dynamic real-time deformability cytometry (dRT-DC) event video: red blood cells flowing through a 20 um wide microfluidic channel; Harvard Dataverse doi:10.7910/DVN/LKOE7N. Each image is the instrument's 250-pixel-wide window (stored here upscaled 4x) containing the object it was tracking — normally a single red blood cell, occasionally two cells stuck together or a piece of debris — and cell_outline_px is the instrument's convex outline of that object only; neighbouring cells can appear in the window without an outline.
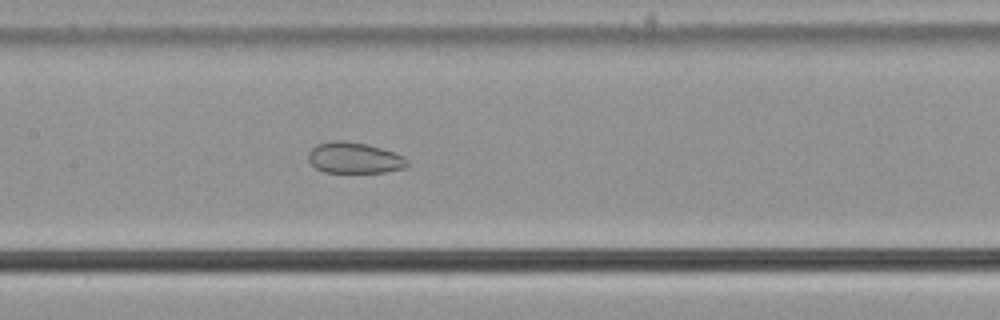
{"species": "common noctule bat (a hibernating species)", "species_latin": "Nyctalus noctula", "temperature_condition": "cold", "stored_images_in_passage": 58, "segment_of_instrument_passage": [2, 2], "camera_frame_rate_fps": 3000, "um_per_image_px": 0.085, "animal": {"sex": "male", "body_mass_g": 21.5, "forearm_length_mm": 52.0}, "frame": {"image": 1, "passage_image": 29, "time_ms": 9.333, "image_size_px": [1000, 320], "cell_outline_px": [[408, 164], [404, 168], [384, 172], [324, 172], [316, 168], [308, 160], [308, 152], [316, 144], [336, 140], [344, 140], [364, 144], [380, 148], [404, 156], [408, 160]], "centroid_in_image_um": [30.09, 13.42], "position_along_channel_um": 177.3, "area_um2": 17.74}}
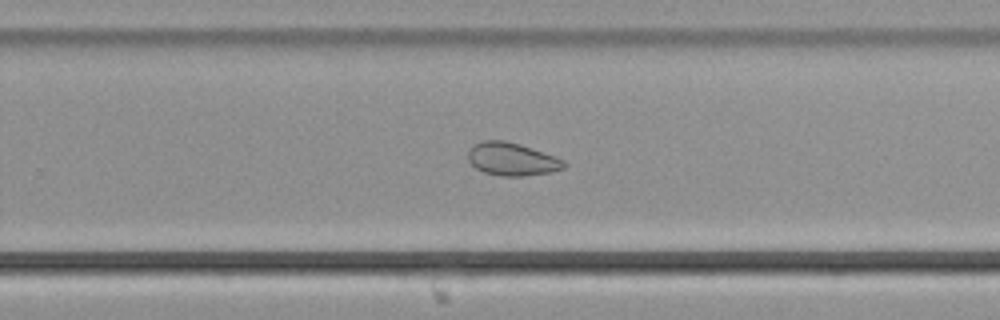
{"frame": {"image": 2, "passage_image": 38, "time_ms": 12.333, "image_size_px": [1000, 320], "cell_outline_px": [[568, 164], [564, 168], [548, 172], [524, 176], [500, 176], [484, 172], [476, 168], [468, 160], [468, 152], [476, 144], [484, 140], [504, 140], [520, 144], [564, 160]], "centroid_in_image_um": [43.51, 13.53], "position_along_channel_um": 286.3, "area_um2": 18.15}}
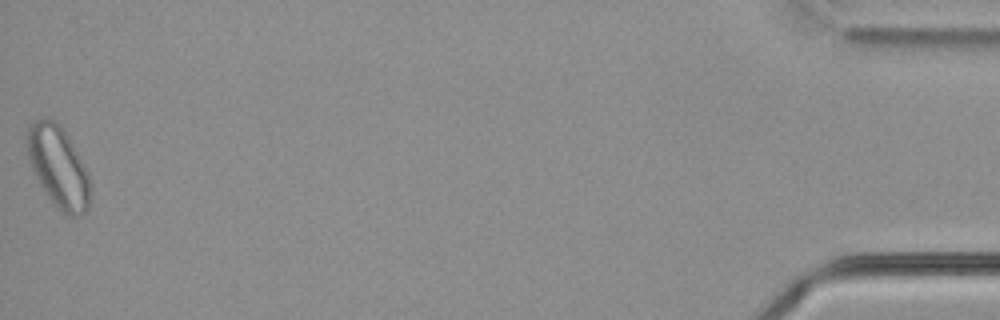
{"frame": {"image": 3, "passage_image": 58, "time_ms": 19.0, "image_size_px": [1000, 320], "cell_outline_px": [[92, 188], [88, 208], [80, 216], [68, 216], [60, 212], [56, 208], [40, 184], [32, 168], [28, 156], [28, 128], [36, 120], [48, 116], [56, 120], [72, 144], [88, 172], [92, 184]], "centroid_in_image_um": [5.0, 14.23], "position_along_channel_um": 430.2, "area_um2": 29.77}}